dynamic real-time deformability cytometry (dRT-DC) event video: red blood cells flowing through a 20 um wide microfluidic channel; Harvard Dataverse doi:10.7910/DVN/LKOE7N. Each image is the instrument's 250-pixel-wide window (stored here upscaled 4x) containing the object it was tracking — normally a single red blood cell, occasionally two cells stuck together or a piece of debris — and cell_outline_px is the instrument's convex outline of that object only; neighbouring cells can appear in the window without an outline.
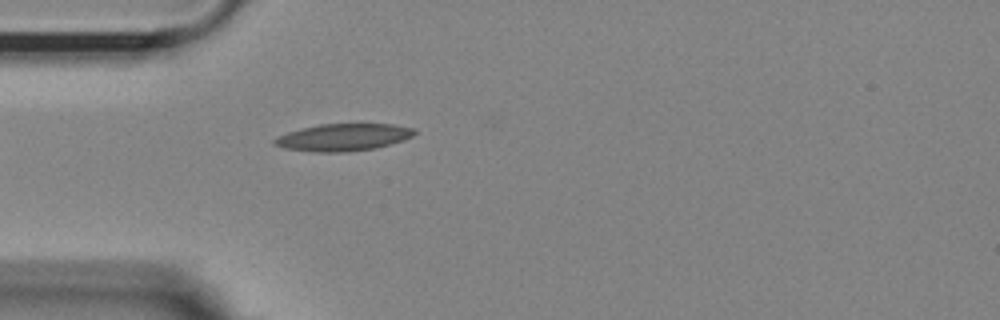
{"species": "Egyptian fruit bat (a non-hibernating species)", "species_latin": "Rousettus aegyptiacus", "temperature_condition": "room temperature", "stored_images_in_passage": 33, "camera_frame_rate_fps": 3000, "um_per_image_px": 0.085, "animal": {"sex": "female"}, "frame": {"image": 1, "passage_image": 1, "time_ms": 0.0, "image_size_px": [1000, 320], "cell_outline_px": [[416, 132], [412, 136], [404, 140], [376, 148], [344, 152], [316, 152], [284, 148], [272, 144], [272, 140], [276, 136], [300, 128], [320, 124], [392, 124], [416, 128]], "centroid_in_image_um": [29.16, 11.67], "position_along_channel_um": 55.8, "area_um2": 22.31}}
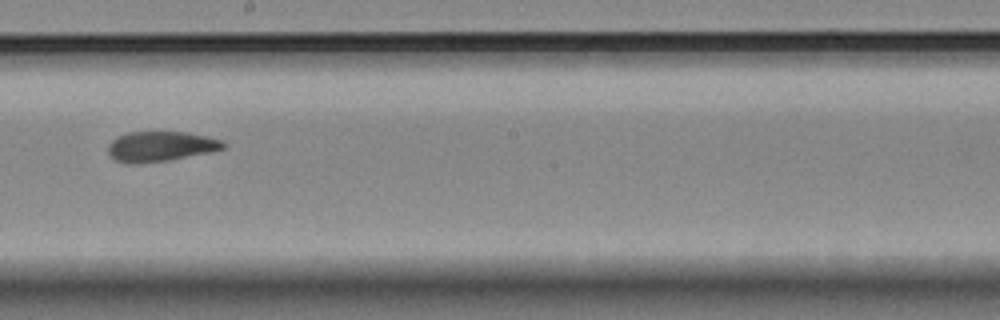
{"frame": {"image": 2, "passage_image": 16, "time_ms": 5.0, "image_size_px": [1000, 320], "cell_outline_px": [[228, 144], [224, 148], [212, 152], [168, 160], [136, 164], [124, 164], [108, 156], [108, 144], [112, 140], [128, 132], [188, 132], [208, 136], [224, 140]], "centroid_in_image_um": [13.67, 12.45], "position_along_channel_um": 234.5, "area_um2": 20.52}}
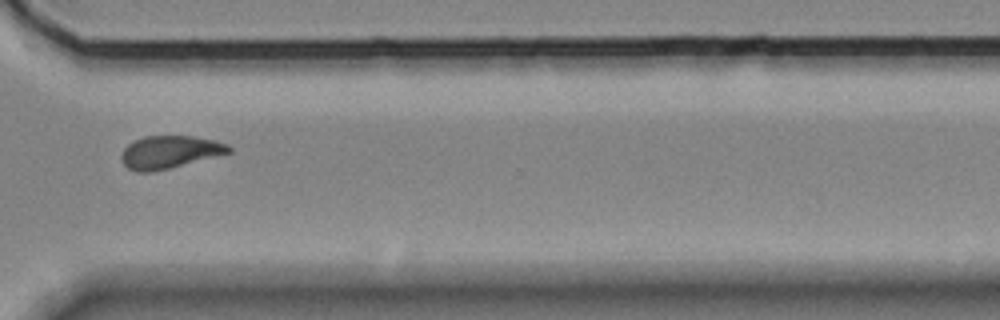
{"frame": {"image": 3, "passage_image": 26, "time_ms": 8.333, "image_size_px": [1000, 320], "cell_outline_px": [[232, 152], [152, 172], [136, 172], [128, 168], [120, 160], [120, 156], [124, 148], [128, 144], [144, 136], [192, 136], [216, 140], [228, 144], [232, 148]], "centroid_in_image_um": [14.41, 12.92], "position_along_channel_um": 356.2, "area_um2": 20.4}, "authors_computed_cell_mechanics": {"area_um2": 20.4612, "velocity_mm_per_s": 3.6405, "shape_relaxation_time_tau1_ms": null, "shape_relaxation_time_tau2_ms": 1.9498, "deformation_change_tau1": null, "deformation_change_tau2": 0.0844}}